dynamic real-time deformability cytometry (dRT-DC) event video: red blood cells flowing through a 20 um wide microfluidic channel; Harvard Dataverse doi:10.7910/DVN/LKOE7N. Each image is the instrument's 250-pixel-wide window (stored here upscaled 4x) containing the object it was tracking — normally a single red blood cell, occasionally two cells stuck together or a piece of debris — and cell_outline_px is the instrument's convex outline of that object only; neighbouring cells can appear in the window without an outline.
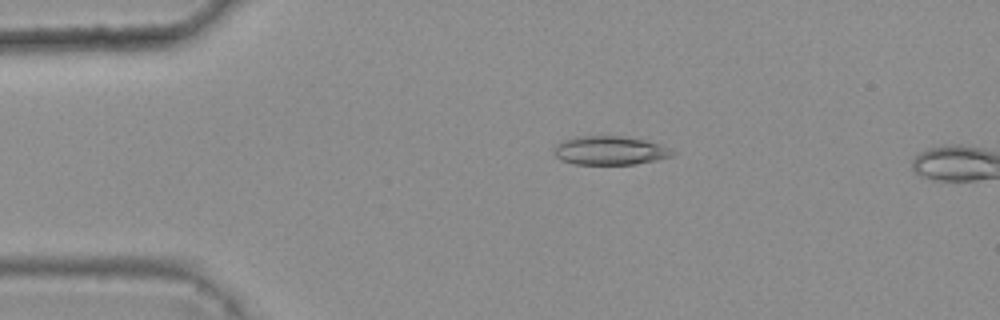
{"species": "common noctule bat (a hibernating species)", "species_latin": "Nyctalus noctula", "temperature_condition": "warm", "stored_images_in_passage": 3, "camera_frame_rate_fps": 3000, "um_per_image_px": 0.085, "animal": {"sex": "female", "body_mass_g": 25.1}, "frame": {"image": 1, "passage_image": 2, "time_ms": 0.333, "image_size_px": [1000, 320], "cell_outline_px": [[676, 152], [672, 156], [656, 160], [636, 164], [576, 164], [560, 160], [556, 156], [552, 148], [556, 144], [572, 136], [620, 136], [644, 140], [660, 144]], "centroid_in_image_um": [51.81, 12.79], "position_along_channel_um": 33.2, "area_um2": 19.88}}